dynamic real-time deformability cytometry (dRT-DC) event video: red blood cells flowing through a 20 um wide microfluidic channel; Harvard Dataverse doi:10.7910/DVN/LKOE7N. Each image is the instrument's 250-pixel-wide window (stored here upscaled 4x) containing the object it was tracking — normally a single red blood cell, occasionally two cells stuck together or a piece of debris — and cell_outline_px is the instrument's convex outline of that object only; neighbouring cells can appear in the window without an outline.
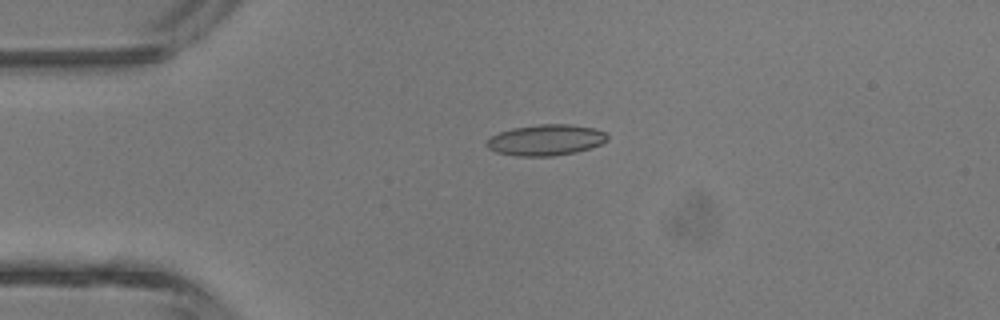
{"species": "common noctule bat (a hibernating species)", "species_latin": "Nyctalus noctula", "temperature_condition": "room temperature", "stored_images_in_passage": 4, "camera_frame_rate_fps": 3000, "um_per_image_px": 0.085, "animal": {"sex": "male", "body_mass_g": 13.3}, "frame": {"image": 1, "passage_image": 3, "time_ms": 3.333, "image_size_px": [1000, 320], "cell_outline_px": [[608, 140], [600, 144], [576, 152], [552, 156], [516, 156], [496, 152], [488, 148], [484, 144], [492, 136], [500, 132], [512, 128], [540, 124], [568, 124], [592, 128], [604, 132], [608, 136]], "centroid_in_image_um": [46.37, 11.9], "position_along_channel_um": 38.6, "area_um2": 21.62}}